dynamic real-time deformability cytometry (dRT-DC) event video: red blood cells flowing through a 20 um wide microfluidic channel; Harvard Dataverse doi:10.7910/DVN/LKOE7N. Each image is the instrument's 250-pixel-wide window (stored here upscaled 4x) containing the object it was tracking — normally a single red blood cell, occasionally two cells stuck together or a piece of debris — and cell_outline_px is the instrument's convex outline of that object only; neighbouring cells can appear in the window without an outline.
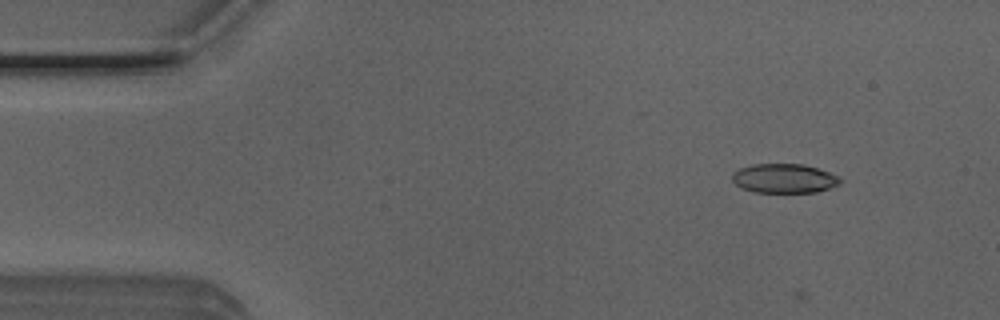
{"species": "Egyptian fruit bat (a non-hibernating species)", "species_latin": "Rousettus aegyptiacus", "temperature_condition": "room temperature", "stored_images_in_passage": 8, "camera_frame_rate_fps": 3000, "um_per_image_px": 0.085, "animal": {"sex": "male"}, "frame": {"image": 1, "passage_image": 6, "time_ms": 1.667, "image_size_px": [1000, 320], "cell_outline_px": [[844, 180], [840, 184], [816, 192], [752, 192], [736, 184], [732, 180], [732, 172], [740, 168], [752, 164], [804, 164], [828, 172]], "centroid_in_image_um": [66.64, 15.16], "position_along_channel_um": 18.4, "area_um2": 18.32}}